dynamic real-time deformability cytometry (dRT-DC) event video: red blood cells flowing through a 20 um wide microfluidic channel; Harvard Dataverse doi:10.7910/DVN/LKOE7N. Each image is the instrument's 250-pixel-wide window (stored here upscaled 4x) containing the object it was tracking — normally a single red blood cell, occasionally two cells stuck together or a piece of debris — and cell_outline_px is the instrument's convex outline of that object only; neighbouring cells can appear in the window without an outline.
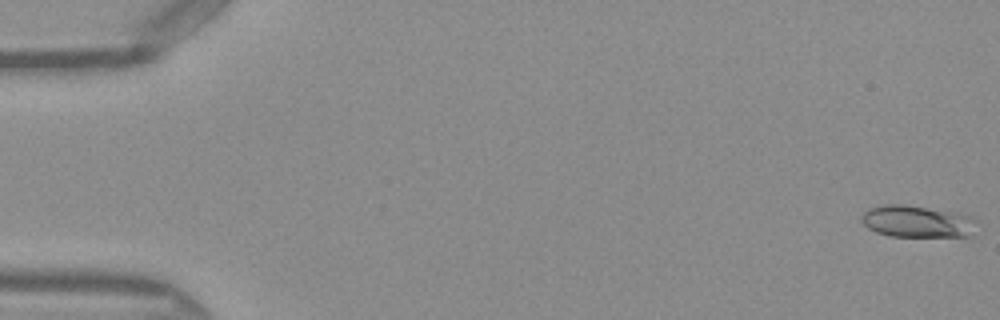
{"species": "Egyptian fruit bat (a non-hibernating species)", "species_latin": "Rousettus aegyptiacus", "temperature_condition": "warm", "stored_images_in_passage": 8, "camera_frame_rate_fps": 3000, "um_per_image_px": 0.085, "frame": {"image": 1, "passage_image": 1, "time_ms": 0.0, "image_size_px": [1000, 320], "cell_outline_px": [[976, 220], [968, 236], [888, 236], [876, 232], [868, 228], [860, 220], [860, 216], [868, 208], [880, 204], [900, 204], [952, 212], [972, 216]], "centroid_in_image_um": [77.85, 18.82], "position_along_channel_um": 7.1, "area_um2": 21.15}}